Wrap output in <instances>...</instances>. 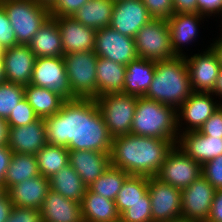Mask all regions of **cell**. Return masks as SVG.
I'll use <instances>...</instances> for the list:
<instances>
[{"instance_id": "1", "label": "cell", "mask_w": 222, "mask_h": 222, "mask_svg": "<svg viewBox=\"0 0 222 222\" xmlns=\"http://www.w3.org/2000/svg\"><path fill=\"white\" fill-rule=\"evenodd\" d=\"M47 143L69 151L92 150L110 154V135L95 99L66 100L60 110L44 118Z\"/></svg>"}, {"instance_id": "2", "label": "cell", "mask_w": 222, "mask_h": 222, "mask_svg": "<svg viewBox=\"0 0 222 222\" xmlns=\"http://www.w3.org/2000/svg\"><path fill=\"white\" fill-rule=\"evenodd\" d=\"M174 145L172 140L131 133L116 136L112 139L111 165L129 175L156 177Z\"/></svg>"}, {"instance_id": "3", "label": "cell", "mask_w": 222, "mask_h": 222, "mask_svg": "<svg viewBox=\"0 0 222 222\" xmlns=\"http://www.w3.org/2000/svg\"><path fill=\"white\" fill-rule=\"evenodd\" d=\"M192 92L188 67L183 56L156 61L153 80L144 96L177 110Z\"/></svg>"}, {"instance_id": "4", "label": "cell", "mask_w": 222, "mask_h": 222, "mask_svg": "<svg viewBox=\"0 0 222 222\" xmlns=\"http://www.w3.org/2000/svg\"><path fill=\"white\" fill-rule=\"evenodd\" d=\"M130 133L172 140L177 144V110L145 96L138 97Z\"/></svg>"}, {"instance_id": "5", "label": "cell", "mask_w": 222, "mask_h": 222, "mask_svg": "<svg viewBox=\"0 0 222 222\" xmlns=\"http://www.w3.org/2000/svg\"><path fill=\"white\" fill-rule=\"evenodd\" d=\"M13 27L17 44L28 45L50 18L49 6L35 0H0Z\"/></svg>"}, {"instance_id": "6", "label": "cell", "mask_w": 222, "mask_h": 222, "mask_svg": "<svg viewBox=\"0 0 222 222\" xmlns=\"http://www.w3.org/2000/svg\"><path fill=\"white\" fill-rule=\"evenodd\" d=\"M68 83L75 98L96 99V65L98 56L94 51L63 55Z\"/></svg>"}, {"instance_id": "7", "label": "cell", "mask_w": 222, "mask_h": 222, "mask_svg": "<svg viewBox=\"0 0 222 222\" xmlns=\"http://www.w3.org/2000/svg\"><path fill=\"white\" fill-rule=\"evenodd\" d=\"M134 39L139 58L167 61L177 57L171 47L167 20L152 19L138 31Z\"/></svg>"}, {"instance_id": "8", "label": "cell", "mask_w": 222, "mask_h": 222, "mask_svg": "<svg viewBox=\"0 0 222 222\" xmlns=\"http://www.w3.org/2000/svg\"><path fill=\"white\" fill-rule=\"evenodd\" d=\"M138 97L123 93L106 94L95 99L110 135L129 134Z\"/></svg>"}, {"instance_id": "9", "label": "cell", "mask_w": 222, "mask_h": 222, "mask_svg": "<svg viewBox=\"0 0 222 222\" xmlns=\"http://www.w3.org/2000/svg\"><path fill=\"white\" fill-rule=\"evenodd\" d=\"M201 175L202 165L190 158L177 145H174L156 177L164 183L183 190Z\"/></svg>"}, {"instance_id": "10", "label": "cell", "mask_w": 222, "mask_h": 222, "mask_svg": "<svg viewBox=\"0 0 222 222\" xmlns=\"http://www.w3.org/2000/svg\"><path fill=\"white\" fill-rule=\"evenodd\" d=\"M30 84L52 90L65 101L76 99L68 83L63 57H37Z\"/></svg>"}, {"instance_id": "11", "label": "cell", "mask_w": 222, "mask_h": 222, "mask_svg": "<svg viewBox=\"0 0 222 222\" xmlns=\"http://www.w3.org/2000/svg\"><path fill=\"white\" fill-rule=\"evenodd\" d=\"M148 192L153 222H166L182 217V190L160 181L157 177H148Z\"/></svg>"}, {"instance_id": "12", "label": "cell", "mask_w": 222, "mask_h": 222, "mask_svg": "<svg viewBox=\"0 0 222 222\" xmlns=\"http://www.w3.org/2000/svg\"><path fill=\"white\" fill-rule=\"evenodd\" d=\"M213 100L215 99L210 92L193 91L188 99L177 109L178 132L198 131L210 116L222 105L221 101L217 103ZM182 125H186V128Z\"/></svg>"}, {"instance_id": "13", "label": "cell", "mask_w": 222, "mask_h": 222, "mask_svg": "<svg viewBox=\"0 0 222 222\" xmlns=\"http://www.w3.org/2000/svg\"><path fill=\"white\" fill-rule=\"evenodd\" d=\"M94 53L98 57L125 66L138 57L135 39L115 31L110 26L96 30Z\"/></svg>"}, {"instance_id": "14", "label": "cell", "mask_w": 222, "mask_h": 222, "mask_svg": "<svg viewBox=\"0 0 222 222\" xmlns=\"http://www.w3.org/2000/svg\"><path fill=\"white\" fill-rule=\"evenodd\" d=\"M216 189L201 175L190 186L182 190V217L194 222H206Z\"/></svg>"}, {"instance_id": "15", "label": "cell", "mask_w": 222, "mask_h": 222, "mask_svg": "<svg viewBox=\"0 0 222 222\" xmlns=\"http://www.w3.org/2000/svg\"><path fill=\"white\" fill-rule=\"evenodd\" d=\"M203 53L184 56L187 63L190 84L194 92H211L221 66L217 55L208 46Z\"/></svg>"}, {"instance_id": "16", "label": "cell", "mask_w": 222, "mask_h": 222, "mask_svg": "<svg viewBox=\"0 0 222 222\" xmlns=\"http://www.w3.org/2000/svg\"><path fill=\"white\" fill-rule=\"evenodd\" d=\"M152 19L142 0H124L115 2L110 27L135 38L138 31Z\"/></svg>"}, {"instance_id": "17", "label": "cell", "mask_w": 222, "mask_h": 222, "mask_svg": "<svg viewBox=\"0 0 222 222\" xmlns=\"http://www.w3.org/2000/svg\"><path fill=\"white\" fill-rule=\"evenodd\" d=\"M47 144L44 118L25 126L8 127L7 145L13 153L36 155Z\"/></svg>"}, {"instance_id": "18", "label": "cell", "mask_w": 222, "mask_h": 222, "mask_svg": "<svg viewBox=\"0 0 222 222\" xmlns=\"http://www.w3.org/2000/svg\"><path fill=\"white\" fill-rule=\"evenodd\" d=\"M7 82L29 85L36 56L29 45L18 44L2 50Z\"/></svg>"}, {"instance_id": "19", "label": "cell", "mask_w": 222, "mask_h": 222, "mask_svg": "<svg viewBox=\"0 0 222 222\" xmlns=\"http://www.w3.org/2000/svg\"><path fill=\"white\" fill-rule=\"evenodd\" d=\"M57 22L62 39L63 55L94 51L96 30L84 26L73 17H51Z\"/></svg>"}, {"instance_id": "20", "label": "cell", "mask_w": 222, "mask_h": 222, "mask_svg": "<svg viewBox=\"0 0 222 222\" xmlns=\"http://www.w3.org/2000/svg\"><path fill=\"white\" fill-rule=\"evenodd\" d=\"M176 145L201 165L222 154V138L203 135L199 131L179 133Z\"/></svg>"}, {"instance_id": "21", "label": "cell", "mask_w": 222, "mask_h": 222, "mask_svg": "<svg viewBox=\"0 0 222 222\" xmlns=\"http://www.w3.org/2000/svg\"><path fill=\"white\" fill-rule=\"evenodd\" d=\"M206 17V15L201 13H174L167 20L171 47L177 57L185 56L182 47L196 40L200 30L198 27H200L201 21H204L203 19H206Z\"/></svg>"}, {"instance_id": "22", "label": "cell", "mask_w": 222, "mask_h": 222, "mask_svg": "<svg viewBox=\"0 0 222 222\" xmlns=\"http://www.w3.org/2000/svg\"><path fill=\"white\" fill-rule=\"evenodd\" d=\"M69 165L88 188L111 165L110 154L92 150L69 151Z\"/></svg>"}, {"instance_id": "23", "label": "cell", "mask_w": 222, "mask_h": 222, "mask_svg": "<svg viewBox=\"0 0 222 222\" xmlns=\"http://www.w3.org/2000/svg\"><path fill=\"white\" fill-rule=\"evenodd\" d=\"M49 190V178L39 175L15 184L6 192L13 206L40 210Z\"/></svg>"}, {"instance_id": "24", "label": "cell", "mask_w": 222, "mask_h": 222, "mask_svg": "<svg viewBox=\"0 0 222 222\" xmlns=\"http://www.w3.org/2000/svg\"><path fill=\"white\" fill-rule=\"evenodd\" d=\"M44 222H83L81 203L49 190L40 208Z\"/></svg>"}, {"instance_id": "25", "label": "cell", "mask_w": 222, "mask_h": 222, "mask_svg": "<svg viewBox=\"0 0 222 222\" xmlns=\"http://www.w3.org/2000/svg\"><path fill=\"white\" fill-rule=\"evenodd\" d=\"M156 61L137 57L126 65L123 94L142 97L148 91L155 73Z\"/></svg>"}, {"instance_id": "26", "label": "cell", "mask_w": 222, "mask_h": 222, "mask_svg": "<svg viewBox=\"0 0 222 222\" xmlns=\"http://www.w3.org/2000/svg\"><path fill=\"white\" fill-rule=\"evenodd\" d=\"M83 222H118V213L115 201L86 189L81 201Z\"/></svg>"}, {"instance_id": "27", "label": "cell", "mask_w": 222, "mask_h": 222, "mask_svg": "<svg viewBox=\"0 0 222 222\" xmlns=\"http://www.w3.org/2000/svg\"><path fill=\"white\" fill-rule=\"evenodd\" d=\"M125 72V65L98 57L96 65L97 97L122 93Z\"/></svg>"}, {"instance_id": "28", "label": "cell", "mask_w": 222, "mask_h": 222, "mask_svg": "<svg viewBox=\"0 0 222 222\" xmlns=\"http://www.w3.org/2000/svg\"><path fill=\"white\" fill-rule=\"evenodd\" d=\"M37 57H63V45L57 22L49 18L28 44Z\"/></svg>"}, {"instance_id": "29", "label": "cell", "mask_w": 222, "mask_h": 222, "mask_svg": "<svg viewBox=\"0 0 222 222\" xmlns=\"http://www.w3.org/2000/svg\"><path fill=\"white\" fill-rule=\"evenodd\" d=\"M114 4L112 0H89L72 17L95 30L109 27Z\"/></svg>"}, {"instance_id": "30", "label": "cell", "mask_w": 222, "mask_h": 222, "mask_svg": "<svg viewBox=\"0 0 222 222\" xmlns=\"http://www.w3.org/2000/svg\"><path fill=\"white\" fill-rule=\"evenodd\" d=\"M136 203H151L148 192V177L129 175L124 181L115 199L118 213Z\"/></svg>"}, {"instance_id": "31", "label": "cell", "mask_w": 222, "mask_h": 222, "mask_svg": "<svg viewBox=\"0 0 222 222\" xmlns=\"http://www.w3.org/2000/svg\"><path fill=\"white\" fill-rule=\"evenodd\" d=\"M50 189L67 199L81 203L87 187L77 172L68 164L49 178Z\"/></svg>"}, {"instance_id": "32", "label": "cell", "mask_w": 222, "mask_h": 222, "mask_svg": "<svg viewBox=\"0 0 222 222\" xmlns=\"http://www.w3.org/2000/svg\"><path fill=\"white\" fill-rule=\"evenodd\" d=\"M25 98L39 118H46L56 114L65 101L52 90L32 84L25 86Z\"/></svg>"}, {"instance_id": "33", "label": "cell", "mask_w": 222, "mask_h": 222, "mask_svg": "<svg viewBox=\"0 0 222 222\" xmlns=\"http://www.w3.org/2000/svg\"><path fill=\"white\" fill-rule=\"evenodd\" d=\"M39 175L36 155L13 153L3 185L7 191L15 184Z\"/></svg>"}, {"instance_id": "34", "label": "cell", "mask_w": 222, "mask_h": 222, "mask_svg": "<svg viewBox=\"0 0 222 222\" xmlns=\"http://www.w3.org/2000/svg\"><path fill=\"white\" fill-rule=\"evenodd\" d=\"M36 158L40 175L50 178L69 164V150L47 143L36 153Z\"/></svg>"}, {"instance_id": "35", "label": "cell", "mask_w": 222, "mask_h": 222, "mask_svg": "<svg viewBox=\"0 0 222 222\" xmlns=\"http://www.w3.org/2000/svg\"><path fill=\"white\" fill-rule=\"evenodd\" d=\"M129 176L127 172L112 165L88 187L93 192L115 201L124 181Z\"/></svg>"}, {"instance_id": "36", "label": "cell", "mask_w": 222, "mask_h": 222, "mask_svg": "<svg viewBox=\"0 0 222 222\" xmlns=\"http://www.w3.org/2000/svg\"><path fill=\"white\" fill-rule=\"evenodd\" d=\"M24 97V85L7 81L0 83V118L7 119Z\"/></svg>"}, {"instance_id": "37", "label": "cell", "mask_w": 222, "mask_h": 222, "mask_svg": "<svg viewBox=\"0 0 222 222\" xmlns=\"http://www.w3.org/2000/svg\"><path fill=\"white\" fill-rule=\"evenodd\" d=\"M39 117L35 114L34 109L30 106L27 99L24 97L18 103L16 108L12 110L9 117L6 119L8 127L25 126L36 121Z\"/></svg>"}, {"instance_id": "38", "label": "cell", "mask_w": 222, "mask_h": 222, "mask_svg": "<svg viewBox=\"0 0 222 222\" xmlns=\"http://www.w3.org/2000/svg\"><path fill=\"white\" fill-rule=\"evenodd\" d=\"M122 222H153L151 203H136L127 208L121 215Z\"/></svg>"}, {"instance_id": "39", "label": "cell", "mask_w": 222, "mask_h": 222, "mask_svg": "<svg viewBox=\"0 0 222 222\" xmlns=\"http://www.w3.org/2000/svg\"><path fill=\"white\" fill-rule=\"evenodd\" d=\"M89 0H55L50 6V17H72Z\"/></svg>"}, {"instance_id": "40", "label": "cell", "mask_w": 222, "mask_h": 222, "mask_svg": "<svg viewBox=\"0 0 222 222\" xmlns=\"http://www.w3.org/2000/svg\"><path fill=\"white\" fill-rule=\"evenodd\" d=\"M202 175L216 189H222V154L202 165Z\"/></svg>"}, {"instance_id": "41", "label": "cell", "mask_w": 222, "mask_h": 222, "mask_svg": "<svg viewBox=\"0 0 222 222\" xmlns=\"http://www.w3.org/2000/svg\"><path fill=\"white\" fill-rule=\"evenodd\" d=\"M153 19L168 20L174 14L173 0H142Z\"/></svg>"}, {"instance_id": "42", "label": "cell", "mask_w": 222, "mask_h": 222, "mask_svg": "<svg viewBox=\"0 0 222 222\" xmlns=\"http://www.w3.org/2000/svg\"><path fill=\"white\" fill-rule=\"evenodd\" d=\"M15 45L18 44L13 27L3 6L0 4V49L3 50Z\"/></svg>"}, {"instance_id": "43", "label": "cell", "mask_w": 222, "mask_h": 222, "mask_svg": "<svg viewBox=\"0 0 222 222\" xmlns=\"http://www.w3.org/2000/svg\"><path fill=\"white\" fill-rule=\"evenodd\" d=\"M6 222H42L40 210L13 206Z\"/></svg>"}, {"instance_id": "44", "label": "cell", "mask_w": 222, "mask_h": 222, "mask_svg": "<svg viewBox=\"0 0 222 222\" xmlns=\"http://www.w3.org/2000/svg\"><path fill=\"white\" fill-rule=\"evenodd\" d=\"M203 135L220 136L222 138V105L198 130Z\"/></svg>"}, {"instance_id": "45", "label": "cell", "mask_w": 222, "mask_h": 222, "mask_svg": "<svg viewBox=\"0 0 222 222\" xmlns=\"http://www.w3.org/2000/svg\"><path fill=\"white\" fill-rule=\"evenodd\" d=\"M198 13L204 14L207 18L215 15L222 16V0H197Z\"/></svg>"}, {"instance_id": "46", "label": "cell", "mask_w": 222, "mask_h": 222, "mask_svg": "<svg viewBox=\"0 0 222 222\" xmlns=\"http://www.w3.org/2000/svg\"><path fill=\"white\" fill-rule=\"evenodd\" d=\"M206 222H222V189L216 190Z\"/></svg>"}, {"instance_id": "47", "label": "cell", "mask_w": 222, "mask_h": 222, "mask_svg": "<svg viewBox=\"0 0 222 222\" xmlns=\"http://www.w3.org/2000/svg\"><path fill=\"white\" fill-rule=\"evenodd\" d=\"M13 152L7 144L0 145V184L4 183V178L10 164Z\"/></svg>"}, {"instance_id": "48", "label": "cell", "mask_w": 222, "mask_h": 222, "mask_svg": "<svg viewBox=\"0 0 222 222\" xmlns=\"http://www.w3.org/2000/svg\"><path fill=\"white\" fill-rule=\"evenodd\" d=\"M174 13H198L197 0H173Z\"/></svg>"}, {"instance_id": "49", "label": "cell", "mask_w": 222, "mask_h": 222, "mask_svg": "<svg viewBox=\"0 0 222 222\" xmlns=\"http://www.w3.org/2000/svg\"><path fill=\"white\" fill-rule=\"evenodd\" d=\"M13 203L10 200L9 194L6 192L0 197V222H6L12 210Z\"/></svg>"}, {"instance_id": "50", "label": "cell", "mask_w": 222, "mask_h": 222, "mask_svg": "<svg viewBox=\"0 0 222 222\" xmlns=\"http://www.w3.org/2000/svg\"><path fill=\"white\" fill-rule=\"evenodd\" d=\"M221 36V37H220ZM218 40H213V43H211L209 46L213 50V52L217 55L219 65L222 68V35H220Z\"/></svg>"}, {"instance_id": "51", "label": "cell", "mask_w": 222, "mask_h": 222, "mask_svg": "<svg viewBox=\"0 0 222 222\" xmlns=\"http://www.w3.org/2000/svg\"><path fill=\"white\" fill-rule=\"evenodd\" d=\"M8 141V123L6 119L0 118V145L7 144Z\"/></svg>"}, {"instance_id": "52", "label": "cell", "mask_w": 222, "mask_h": 222, "mask_svg": "<svg viewBox=\"0 0 222 222\" xmlns=\"http://www.w3.org/2000/svg\"><path fill=\"white\" fill-rule=\"evenodd\" d=\"M213 96L215 95L218 99L222 98V68L219 71V75L216 79L213 90L210 92Z\"/></svg>"}, {"instance_id": "53", "label": "cell", "mask_w": 222, "mask_h": 222, "mask_svg": "<svg viewBox=\"0 0 222 222\" xmlns=\"http://www.w3.org/2000/svg\"><path fill=\"white\" fill-rule=\"evenodd\" d=\"M6 81L5 78V71H4V62L2 58V50H0V83H3Z\"/></svg>"}, {"instance_id": "54", "label": "cell", "mask_w": 222, "mask_h": 222, "mask_svg": "<svg viewBox=\"0 0 222 222\" xmlns=\"http://www.w3.org/2000/svg\"><path fill=\"white\" fill-rule=\"evenodd\" d=\"M35 1L50 6L55 0H35Z\"/></svg>"}, {"instance_id": "55", "label": "cell", "mask_w": 222, "mask_h": 222, "mask_svg": "<svg viewBox=\"0 0 222 222\" xmlns=\"http://www.w3.org/2000/svg\"><path fill=\"white\" fill-rule=\"evenodd\" d=\"M166 222H194V221H190V220H187V219L181 217V218L174 219V220H169V221H166Z\"/></svg>"}, {"instance_id": "56", "label": "cell", "mask_w": 222, "mask_h": 222, "mask_svg": "<svg viewBox=\"0 0 222 222\" xmlns=\"http://www.w3.org/2000/svg\"><path fill=\"white\" fill-rule=\"evenodd\" d=\"M6 193V190L4 188L3 184H0V197H2Z\"/></svg>"}, {"instance_id": "57", "label": "cell", "mask_w": 222, "mask_h": 222, "mask_svg": "<svg viewBox=\"0 0 222 222\" xmlns=\"http://www.w3.org/2000/svg\"><path fill=\"white\" fill-rule=\"evenodd\" d=\"M113 2H120V1H124V0H112Z\"/></svg>"}]
</instances>
